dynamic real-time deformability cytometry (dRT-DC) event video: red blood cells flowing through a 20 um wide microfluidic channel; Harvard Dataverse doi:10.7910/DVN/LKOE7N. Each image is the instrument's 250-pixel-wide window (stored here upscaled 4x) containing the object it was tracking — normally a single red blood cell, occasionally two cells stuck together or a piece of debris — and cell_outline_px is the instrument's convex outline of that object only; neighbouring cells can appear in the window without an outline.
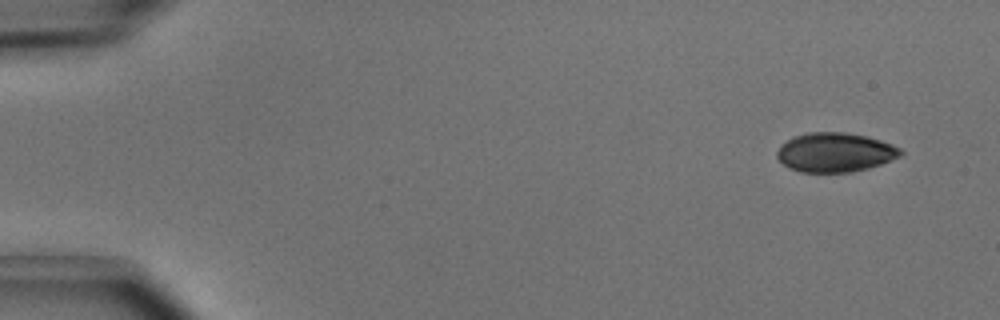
{"species": "common noctule bat (a hibernating species)", "species_latin": "Nyctalus noctula", "temperature_condition": "cold", "stored_images_in_passage": 4, "camera_frame_rate_fps": 3000, "um_per_image_px": 0.085, "animal": {"sex": "male", "body_mass_g": 15.6}, "frame": {"image": 1, "passage_image": 1, "time_ms": 0.0, "image_size_px": [1000, 320], "cell_outline_px": [[904, 152], [900, 156], [880, 164], [868, 168], [852, 172], [800, 172], [788, 168], [776, 156], [776, 152], [792, 136], [808, 132], [848, 132], [868, 136], [892, 144], [900, 148]], "centroid_in_image_um": [70.99, 12.94], "position_along_channel_um": 14.0, "area_um2": 28.32}}
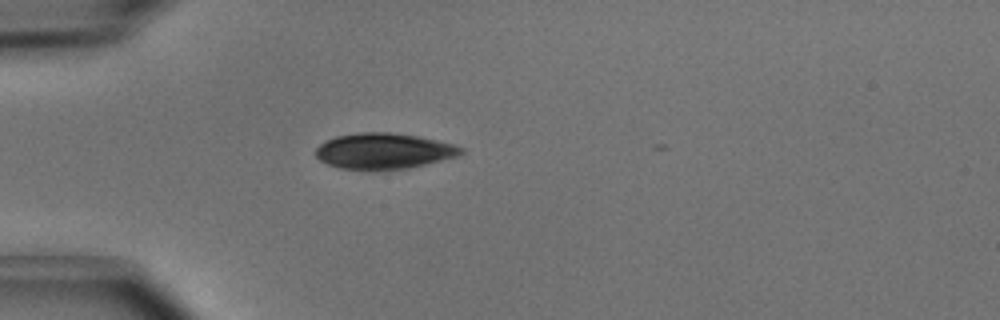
{"frame": {"image": 2, "passage_image": 4, "time_ms": 1.0, "image_size_px": [1000, 320], "cell_outline_px": [[464, 152], [460, 156], [408, 168], [372, 172], [340, 168], [328, 164], [320, 160], [316, 156], [316, 148], [324, 140], [336, 136], [360, 132], [388, 132], [420, 136], [456, 144], [464, 148]], "centroid_in_image_um": [32.64, 12.85], "position_along_channel_um": 52.4, "area_um2": 31.1}}